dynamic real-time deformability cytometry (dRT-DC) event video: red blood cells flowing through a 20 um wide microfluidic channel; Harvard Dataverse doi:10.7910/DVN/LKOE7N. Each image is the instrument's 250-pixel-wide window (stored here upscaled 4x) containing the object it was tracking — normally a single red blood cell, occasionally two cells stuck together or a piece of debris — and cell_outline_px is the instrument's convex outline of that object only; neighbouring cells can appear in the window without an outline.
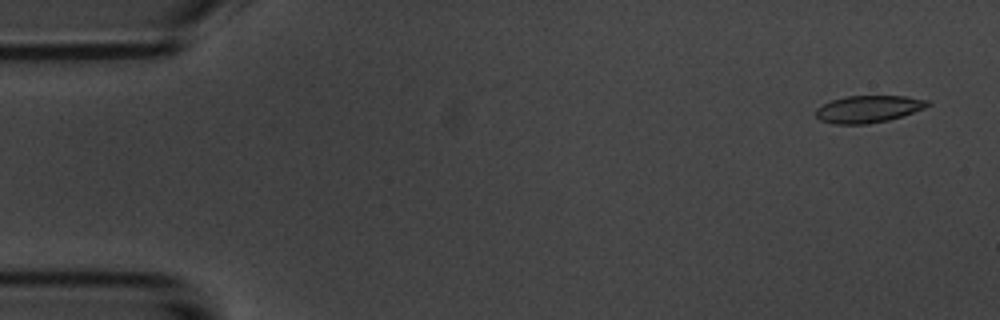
{"species": "common noctule bat (a hibernating species)", "species_latin": "Nyctalus noctula", "temperature_condition": "room temperature", "stored_images_in_passage": 7, "camera_frame_rate_fps": 3000, "um_per_image_px": 0.085, "animal": {"sex": "male", "body_mass_g": 20.1, "forearm_length_mm": 53.5}, "frame": {"image": 1, "passage_image": 1, "time_ms": 0.0, "image_size_px": [1000, 320], "cell_outline_px": [[932, 104], [924, 108], [888, 120], [868, 124], [836, 124], [820, 120], [816, 116], [816, 108], [820, 104], [832, 100], [848, 96], [904, 96], [928, 100]], "centroid_in_image_um": [73.78, 9.26], "position_along_channel_um": 11.2, "area_um2": 17.57}}
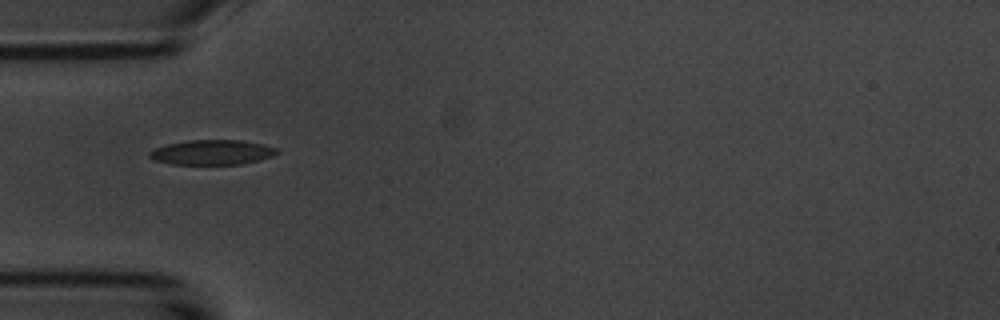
{"frame": {"image": 2, "passage_image": 5, "time_ms": 4.667, "image_size_px": [1000, 320], "cell_outline_px": [[280, 152], [272, 156], [260, 160], [240, 164], [168, 164], [152, 160], [148, 156], [148, 152], [156, 148], [168, 144], [188, 140], [240, 140], [264, 144], [276, 148]], "centroid_in_image_um": [18.01, 12.95], "position_along_channel_um": 67.0, "area_um2": 18.55}}
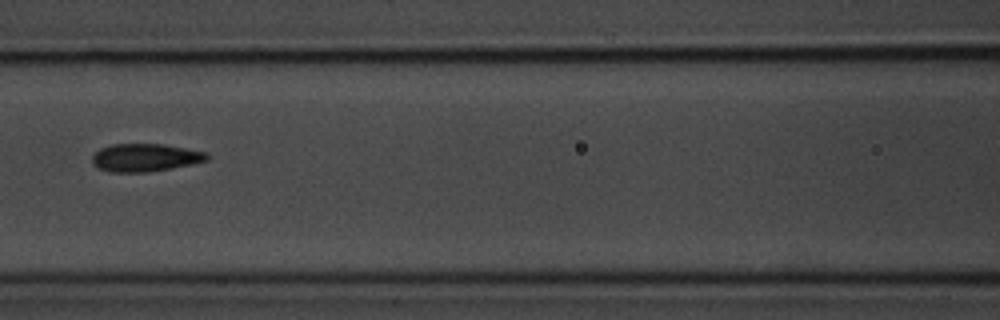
{"frame": {"image": 3, "passage_image": 7, "time_ms": 7.0, "image_size_px": [1000, 320], "cell_outline_px": [[208, 160], [192, 164], [144, 172], [112, 172], [100, 168], [92, 164], [92, 156], [100, 148], [112, 144], [164, 144], [208, 152]], "centroid_in_image_um": [12.34, 13.38], "position_along_channel_um": 154.3, "area_um2": 18.5}}